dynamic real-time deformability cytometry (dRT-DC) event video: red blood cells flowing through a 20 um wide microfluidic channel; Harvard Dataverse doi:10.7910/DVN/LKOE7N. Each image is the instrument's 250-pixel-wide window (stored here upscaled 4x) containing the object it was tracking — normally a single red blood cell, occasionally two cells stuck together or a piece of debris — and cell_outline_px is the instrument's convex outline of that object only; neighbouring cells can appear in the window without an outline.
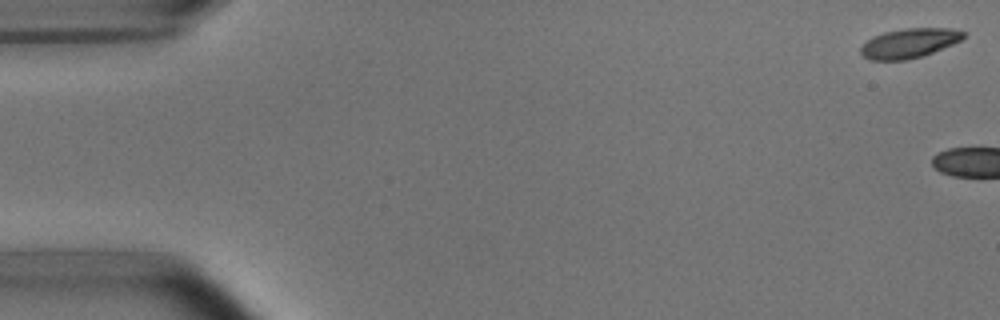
{"species": "common noctule bat (a hibernating species)", "species_latin": "Nyctalus noctula", "temperature_condition": "room temperature", "stored_images_in_passage": 4, "camera_frame_rate_fps": 3000, "um_per_image_px": 0.085, "animal": {"sex": "male", "body_mass_g": 15.6}, "frame": {"image": 1, "passage_image": 1, "time_ms": 0.0, "image_size_px": [1000, 320], "cell_outline_px": [[964, 36], [960, 40], [952, 44], [924, 56], [908, 60], [868, 60], [860, 52], [860, 48], [872, 36], [884, 32], [904, 28], [952, 28], [964, 32]], "centroid_in_image_um": [77.26, 3.67], "position_along_channel_um": 7.7, "area_um2": 17.69}}